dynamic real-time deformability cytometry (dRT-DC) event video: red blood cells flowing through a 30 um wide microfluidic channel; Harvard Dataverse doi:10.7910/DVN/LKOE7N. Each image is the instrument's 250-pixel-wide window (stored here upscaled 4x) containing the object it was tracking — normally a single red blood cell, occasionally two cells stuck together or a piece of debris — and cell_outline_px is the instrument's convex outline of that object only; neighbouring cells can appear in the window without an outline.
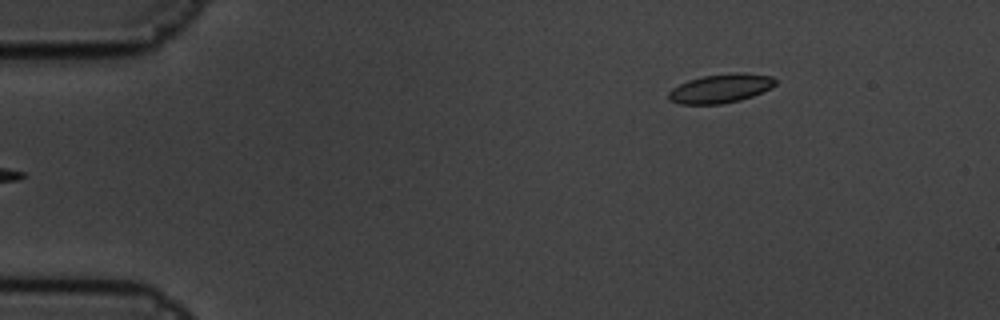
{"species": "common noctule bat (a hibernating species)", "species_latin": "Nyctalus noctula", "temperature_condition": "cold", "stored_images_in_passage": 6, "segment_of_instrument_passage": [2, 2], "camera_frame_rate_fps": 3000, "um_per_image_px": 0.085, "animal": {"sex": "male", "body_mass_g": 19.5, "forearm_length_mm": 54.6}, "frame": {"image": 1, "passage_image": 6, "time_ms": 1.667, "image_size_px": [1000, 320], "cell_outline_px": [[776, 84], [772, 88], [752, 96], [740, 100], [720, 104], [680, 104], [668, 100], [668, 92], [672, 88], [688, 80], [704, 76], [732, 72], [744, 72], [772, 76], [776, 80]], "centroid_in_image_um": [61.26, 7.51], "position_along_channel_um": 23.7, "area_um2": 18.15}}